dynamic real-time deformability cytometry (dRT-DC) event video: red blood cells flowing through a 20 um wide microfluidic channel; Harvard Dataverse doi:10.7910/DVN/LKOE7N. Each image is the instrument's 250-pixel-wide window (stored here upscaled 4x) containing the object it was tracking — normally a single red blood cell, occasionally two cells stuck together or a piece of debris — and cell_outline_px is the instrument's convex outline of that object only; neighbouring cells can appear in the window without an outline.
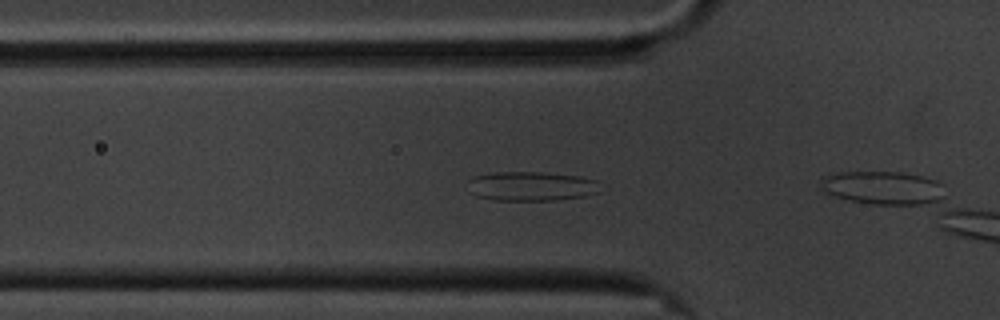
{"species": "common noctule bat (a hibernating species)", "species_latin": "Nyctalus noctula", "temperature_condition": "cold", "stored_images_in_passage": 7, "camera_frame_rate_fps": 3000, "um_per_image_px": 0.085, "animal": {"sex": "male", "body_mass_g": 20.1, "forearm_length_mm": 53.5}, "frame": {"image": 1, "passage_image": 5, "time_ms": 1.333, "image_size_px": [1000, 320], "cell_outline_px": [[600, 192], [584, 196], [556, 200], [492, 200], [476, 196], [472, 192], [468, 180], [476, 176], [496, 172], [544, 172], [580, 176], [596, 180]], "centroid_in_image_um": [45.19, 15.83], "position_along_channel_um": 80.6, "area_um2": 22.54}}